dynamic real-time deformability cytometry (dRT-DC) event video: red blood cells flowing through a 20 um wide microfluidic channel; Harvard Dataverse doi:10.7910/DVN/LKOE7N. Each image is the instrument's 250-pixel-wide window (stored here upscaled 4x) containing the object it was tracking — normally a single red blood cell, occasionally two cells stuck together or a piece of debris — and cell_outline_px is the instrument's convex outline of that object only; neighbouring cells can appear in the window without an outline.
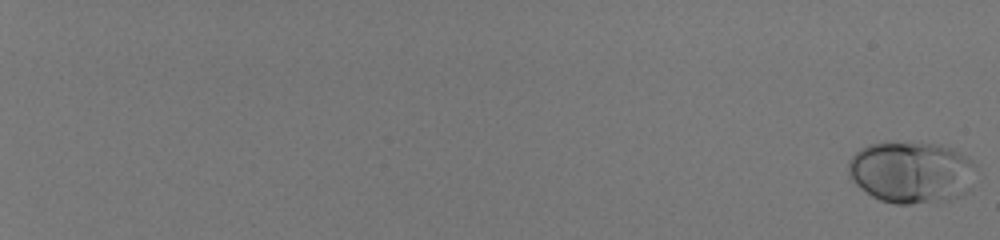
{"species": "human", "species_latin": "Homo sapiens", "temperature_condition": "room temperature", "stored_images_in_passage": 23, "camera_frame_rate_fps": 3000, "um_per_image_px": 0.085, "donor": {"sex": "male"}, "frame": {"image": 1, "passage_image": 1, "time_ms": 0.0, "image_size_px": [1000, 240], "cell_outline_px": [[976, 168], [972, 188], [960, 196], [948, 200], [912, 204], [896, 204], [880, 200], [872, 196], [860, 188], [848, 176], [848, 160], [860, 148], [868, 144], [884, 140], [908, 140], [940, 144], [956, 148], [972, 160], [976, 164]], "centroid_in_image_um": [77.48, 14.58], "position_along_channel_um": 7.5, "area_um2": 47.63}}